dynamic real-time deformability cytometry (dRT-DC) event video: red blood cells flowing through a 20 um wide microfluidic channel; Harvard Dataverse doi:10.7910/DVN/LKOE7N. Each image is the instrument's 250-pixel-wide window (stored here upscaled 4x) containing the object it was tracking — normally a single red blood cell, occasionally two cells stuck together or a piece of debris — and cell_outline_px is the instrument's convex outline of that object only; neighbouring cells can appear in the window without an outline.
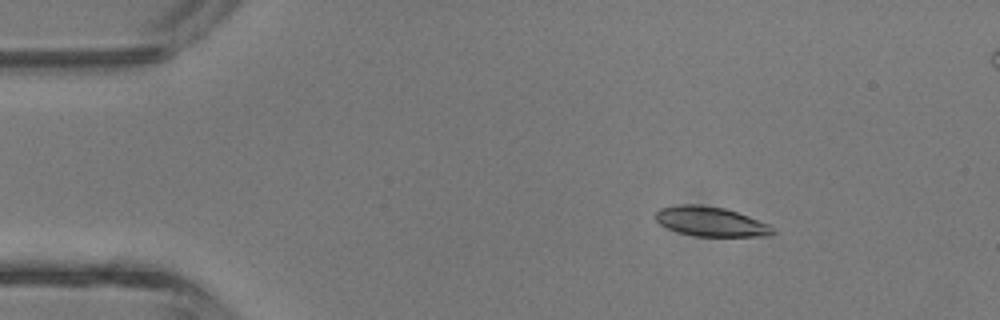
{"species": "common noctule bat (a hibernating species)", "species_latin": "Nyctalus noctula", "temperature_condition": "room temperature", "stored_images_in_passage": 10, "camera_frame_rate_fps": 3000, "um_per_image_px": 0.085, "animal": {"sex": "male", "body_mass_g": 13.3}, "frame": {"image": 1, "passage_image": 6, "time_ms": 1.667, "image_size_px": [1000, 320], "cell_outline_px": [[776, 232], [772, 236], [696, 236], [680, 232], [668, 228], [660, 224], [652, 216], [660, 208], [680, 204], [696, 204], [724, 208], [748, 216], [768, 224]], "centroid_in_image_um": [60.39, 18.83], "position_along_channel_um": 24.6, "area_um2": 20.11}}